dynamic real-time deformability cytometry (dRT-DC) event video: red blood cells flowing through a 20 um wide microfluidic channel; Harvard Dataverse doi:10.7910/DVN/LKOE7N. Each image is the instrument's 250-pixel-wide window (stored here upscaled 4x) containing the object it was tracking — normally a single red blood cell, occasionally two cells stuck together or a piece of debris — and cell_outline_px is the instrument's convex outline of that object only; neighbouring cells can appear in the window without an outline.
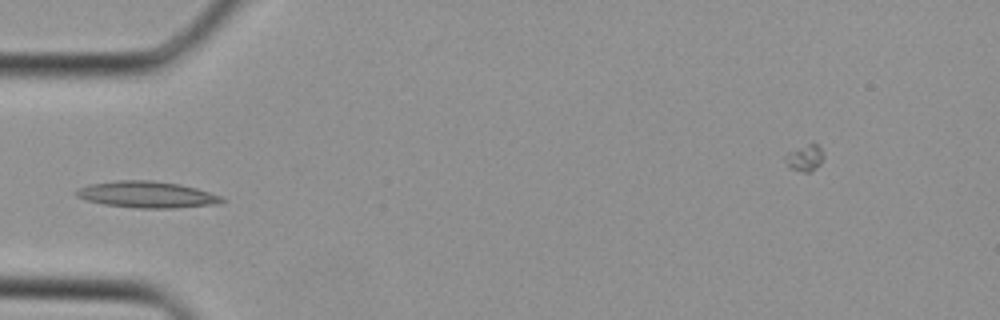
{"species": "Egyptian fruit bat (a non-hibernating species)", "species_latin": "Rousettus aegyptiacus", "temperature_condition": "cold", "stored_images_in_passage": 28, "camera_frame_rate_fps": 3000, "um_per_image_px": 0.085, "animal": {"sex": "female"}, "frame": {"image": 1, "passage_image": 3, "time_ms": 0.667, "image_size_px": [1000, 320], "cell_outline_px": [[228, 200], [220, 204], [176, 208], [136, 208], [104, 204], [88, 200], [76, 196], [76, 188], [88, 184], [120, 180], [152, 180], [180, 184], [196, 188], [220, 196]], "centroid_in_image_um": [12.52, 16.54], "position_along_channel_um": 72.5, "area_um2": 22.54}}
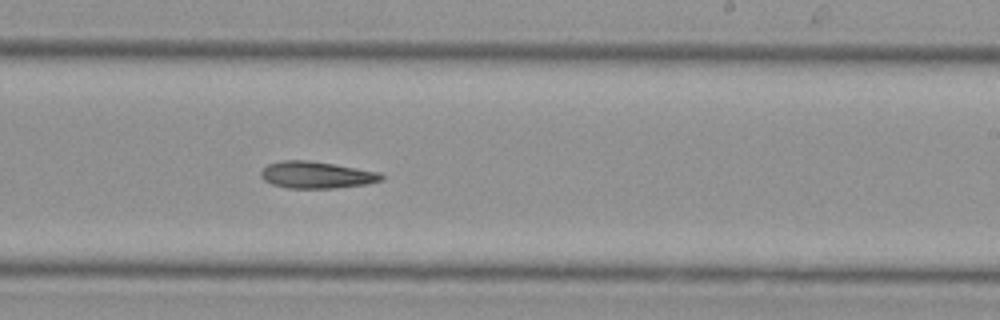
{"frame": {"image": 2, "passage_image": 13, "time_ms": 4.0, "image_size_px": [1000, 320], "cell_outline_px": [[384, 180], [368, 184], [336, 188], [288, 188], [272, 184], [264, 180], [260, 176], [260, 172], [268, 164], [284, 160], [308, 160], [380, 172], [384, 176]], "centroid_in_image_um": [26.92, 14.87], "position_along_channel_um": 262.1, "area_um2": 18.84}}
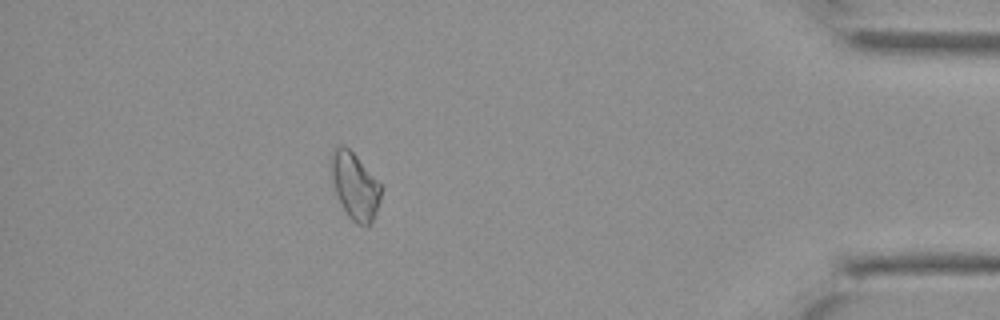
{"frame": {"image": 3, "passage_image": 23, "time_ms": 7.333, "image_size_px": [1000, 320], "cell_outline_px": [[380, 200], [376, 212], [372, 220], [368, 224], [360, 224], [352, 220], [348, 216], [336, 192], [332, 180], [328, 156], [332, 148], [348, 148], [356, 156], [380, 184]], "centroid_in_image_um": [30.12, 15.77], "position_along_channel_um": 405.1, "area_um2": 18.84}}